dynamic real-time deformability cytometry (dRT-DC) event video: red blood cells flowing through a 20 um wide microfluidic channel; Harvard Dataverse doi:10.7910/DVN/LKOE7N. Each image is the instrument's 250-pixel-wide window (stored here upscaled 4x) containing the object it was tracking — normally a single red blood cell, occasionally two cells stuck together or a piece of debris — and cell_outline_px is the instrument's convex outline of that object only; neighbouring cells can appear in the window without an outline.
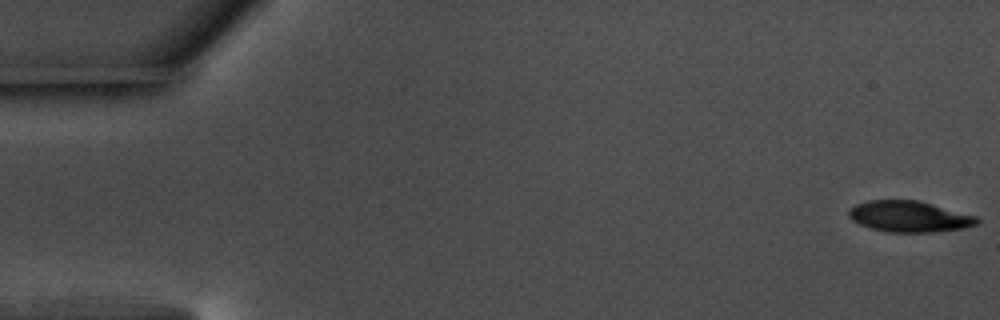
{"species": "common noctule bat (a hibernating species)", "species_latin": "Nyctalus noctula", "temperature_condition": "warm", "stored_images_in_passage": 56, "camera_frame_rate_fps": 3000, "um_per_image_px": 0.085, "animal": {"sex": "male", "body_mass_g": 17.5, "forearm_length_mm": 52.3}, "frame": {"image": 1, "passage_image": 1, "time_ms": 0.0, "image_size_px": [1000, 320], "cell_outline_px": [[980, 224], [964, 228], [932, 232], [888, 232], [872, 228], [860, 224], [852, 220], [848, 216], [848, 212], [856, 204], [868, 200], [916, 200], [932, 204], [976, 216], [980, 220]], "centroid_in_image_um": [77.3, 18.41], "position_along_channel_um": 7.7, "area_um2": 23.06}}
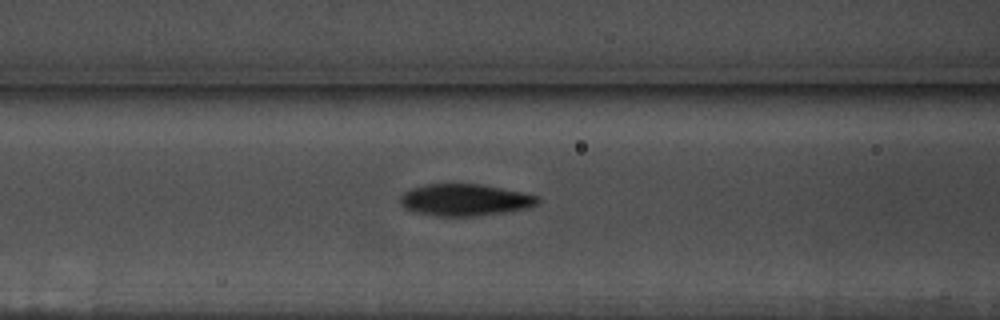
{"frame": {"image": 2, "passage_image": 23, "time_ms": 7.333, "image_size_px": [1000, 320], "cell_outline_px": [[540, 200], [536, 204], [528, 208], [508, 212], [476, 216], [436, 216], [416, 212], [404, 208], [400, 204], [400, 196], [404, 192], [412, 188], [428, 184], [480, 184], [520, 192], [536, 196]], "centroid_in_image_um": [39.49, 17.0], "position_along_channel_um": 127.1, "area_um2": 25.37}}
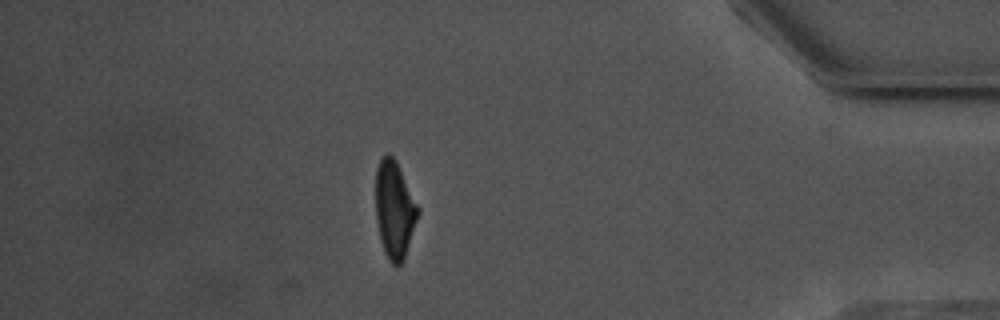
{"frame": {"image": 3, "passage_image": 49, "time_ms": 16.0, "image_size_px": [1000, 320], "cell_outline_px": [[420, 212], [404, 260], [396, 268], [388, 260], [384, 252], [380, 240], [376, 220], [376, 168], [384, 152], [388, 152], [396, 160], [420, 208]], "centroid_in_image_um": [33.54, 17.83], "position_along_channel_um": 401.7, "area_um2": 24.39}, "authors_computed_cell_mechanics": {"area_um2": 24.7384, "velocity_mm_per_s": 3.6532, "shape_relaxation_time_tau1_ms": 3.1695, "shape_relaxation_time_tau2_ms": 3.0649, "deformation_change_tau1": 0.1379, "deformation_change_tau2": 0.085}}